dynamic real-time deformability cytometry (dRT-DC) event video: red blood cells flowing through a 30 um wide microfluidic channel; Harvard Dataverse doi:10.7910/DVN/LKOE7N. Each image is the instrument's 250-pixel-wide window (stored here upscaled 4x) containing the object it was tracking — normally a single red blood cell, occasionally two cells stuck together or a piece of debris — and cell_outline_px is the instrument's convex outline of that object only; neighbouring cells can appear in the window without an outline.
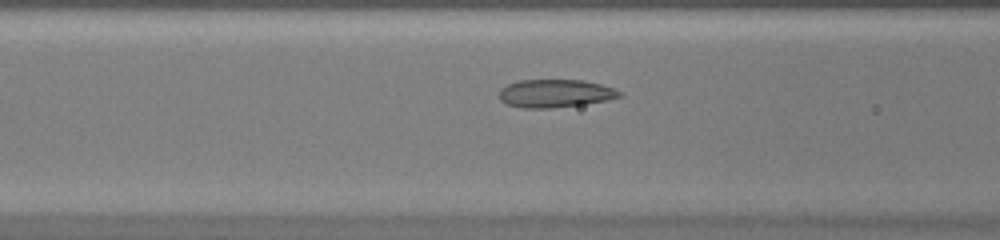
{"species": "common noctule bat (a hibernating species)", "species_latin": "Nyctalus noctula", "temperature_condition": "warm", "stored_images_in_passage": 39, "camera_frame_rate_fps": 3000, "um_per_image_px": 0.085, "animal": {"sex": "female", "body_mass_g": 20.0, "forearm_length_mm": 54.0}, "frame": {"image": 1, "passage_image": 12, "time_ms": 3.667, "image_size_px": [1000, 240], "cell_outline_px": [[624, 96], [608, 100], [584, 104], [552, 108], [520, 108], [504, 104], [500, 100], [500, 88], [508, 84], [520, 80], [580, 80], [600, 84], [612, 88], [620, 92]], "centroid_in_image_um": [47.16, 7.95], "position_along_channel_um": 119.4, "area_um2": 19.71}}
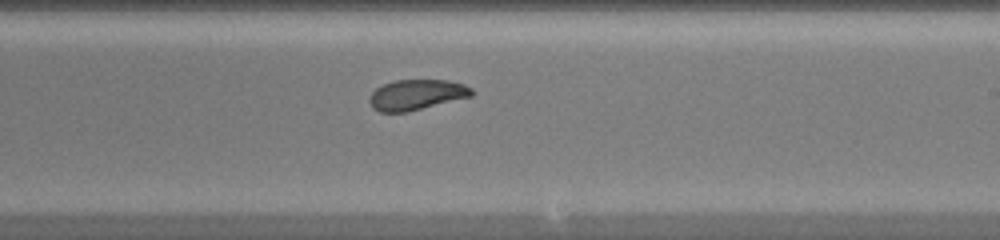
{"frame": {"image": 2, "passage_image": 21, "time_ms": 6.667, "image_size_px": [1000, 240], "cell_outline_px": [[476, 92], [472, 96], [404, 112], [380, 112], [372, 108], [368, 100], [372, 92], [376, 88], [384, 84], [396, 80], [448, 80], [464, 84], [472, 88]], "centroid_in_image_um": [35.41, 8.04], "position_along_channel_um": 253.6, "area_um2": 18.03}}
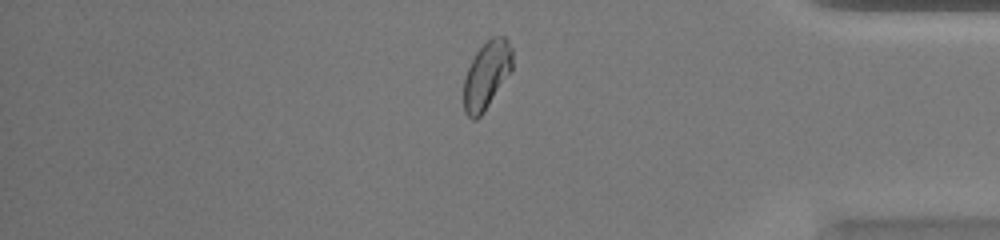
{"frame": {"image": 3, "passage_image": 32, "time_ms": 10.333, "image_size_px": [1000, 240], "cell_outline_px": [[512, 68], [484, 112], [476, 120], [472, 120], [464, 112], [464, 80], [468, 68], [476, 52], [492, 36], [504, 36], [508, 40], [512, 48]], "centroid_in_image_um": [41.35, 6.38], "position_along_channel_um": 393.8, "area_um2": 18.9}}